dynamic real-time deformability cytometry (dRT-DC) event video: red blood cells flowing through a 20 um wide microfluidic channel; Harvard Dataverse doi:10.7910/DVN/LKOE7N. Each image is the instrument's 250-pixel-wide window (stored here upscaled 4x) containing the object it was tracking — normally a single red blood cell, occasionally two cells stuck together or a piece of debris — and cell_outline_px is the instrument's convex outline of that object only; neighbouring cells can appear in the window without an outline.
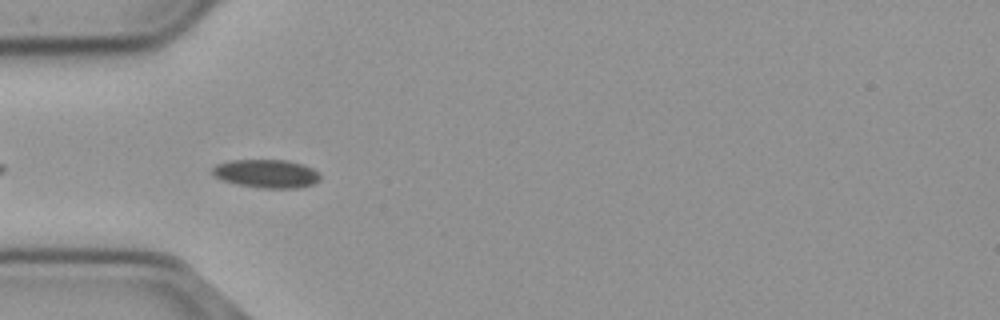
{"species": "common noctule bat (a hibernating species)", "species_latin": "Nyctalus noctula", "temperature_condition": "cold", "stored_images_in_passage": 13, "camera_frame_rate_fps": 3000, "um_per_image_px": 0.085, "animal": {"sex": "male", "body_mass_g": 23.1, "forearm_length_mm": 52.7}, "frame": {"image": 1, "passage_image": 4, "time_ms": 1.0, "image_size_px": [1000, 320], "cell_outline_px": [[320, 180], [312, 184], [296, 188], [260, 188], [236, 184], [220, 180], [212, 172], [212, 168], [216, 164], [228, 160], [288, 160], [304, 164], [312, 168], [320, 176]], "centroid_in_image_um": [22.62, 14.75], "position_along_channel_um": 62.4, "area_um2": 17.92}}
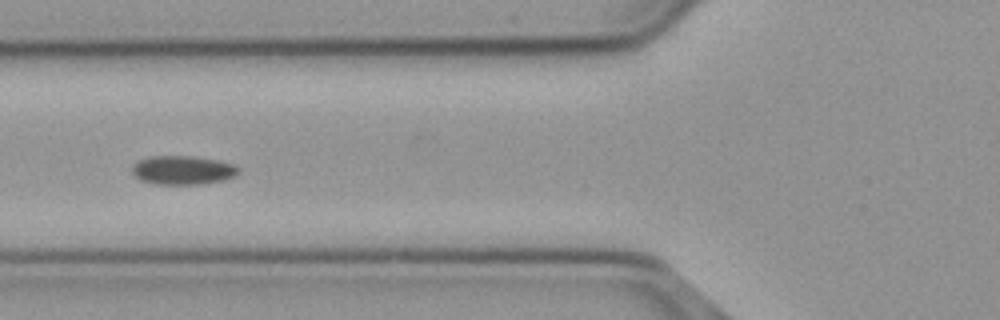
{"frame": {"image": 2, "passage_image": 8, "time_ms": 2.333, "image_size_px": [1000, 320], "cell_outline_px": [[240, 172], [236, 176], [224, 180], [200, 184], [156, 184], [140, 180], [132, 172], [132, 164], [140, 160], [152, 156], [192, 156], [216, 160], [232, 164], [240, 168]], "centroid_in_image_um": [15.55, 14.46], "position_along_channel_um": 110.3, "area_um2": 17.86}}
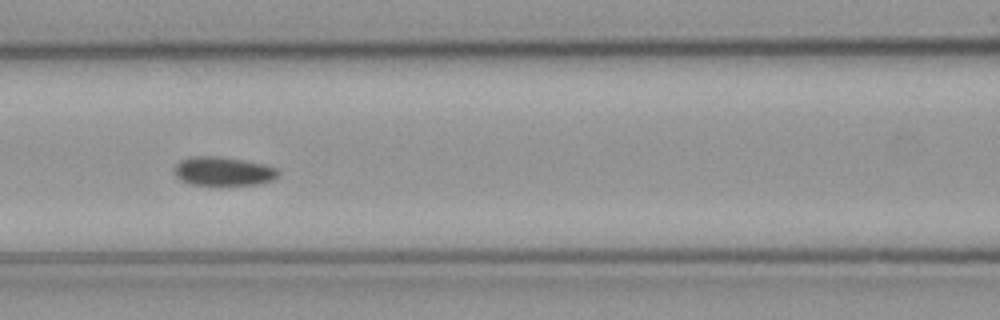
{"frame": {"image": 3, "passage_image": 11, "time_ms": 3.333, "image_size_px": [1000, 320], "cell_outline_px": [[280, 172], [272, 180], [256, 184], [192, 184], [180, 180], [172, 172], [176, 164], [180, 160], [188, 156], [220, 156], [244, 160], [264, 164], [276, 168]], "centroid_in_image_um": [18.92, 14.53], "position_along_channel_um": 147.7, "area_um2": 17.4}}